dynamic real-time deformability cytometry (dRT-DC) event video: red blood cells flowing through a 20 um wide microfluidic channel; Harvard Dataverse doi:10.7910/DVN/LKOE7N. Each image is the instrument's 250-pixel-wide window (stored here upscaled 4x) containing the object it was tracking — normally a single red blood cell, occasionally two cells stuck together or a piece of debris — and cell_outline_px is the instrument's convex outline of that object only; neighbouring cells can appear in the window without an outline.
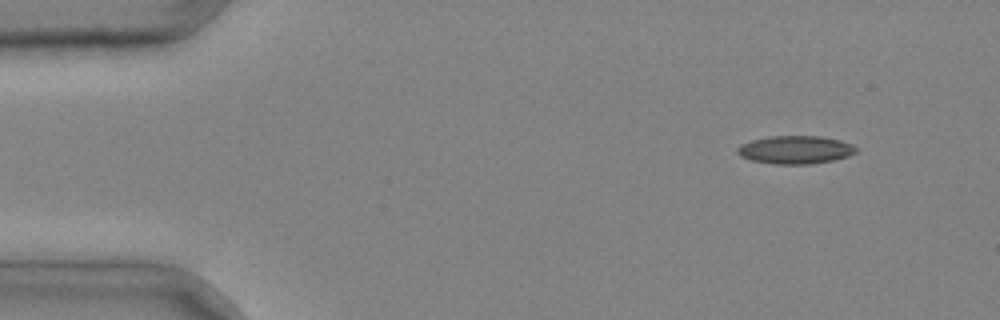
{"species": "common noctule bat (a hibernating species)", "species_latin": "Nyctalus noctula", "temperature_condition": "cold", "stored_images_in_passage": 3, "camera_frame_rate_fps": 3000, "um_per_image_px": 0.085, "animal": {"sex": "male", "body_mass_g": 20.4}, "frame": {"image": 1, "passage_image": 1, "time_ms": 0.0, "image_size_px": [1000, 320], "cell_outline_px": [[856, 152], [848, 156], [832, 160], [812, 164], [772, 164], [752, 160], [740, 156], [736, 152], [736, 148], [740, 144], [752, 140], [768, 136], [820, 136], [840, 140], [852, 144], [856, 148]], "centroid_in_image_um": [67.57, 12.73], "position_along_channel_um": 17.4, "area_um2": 19.48}}